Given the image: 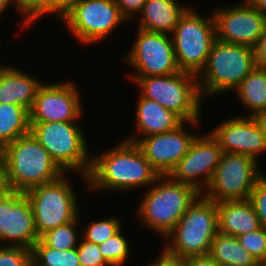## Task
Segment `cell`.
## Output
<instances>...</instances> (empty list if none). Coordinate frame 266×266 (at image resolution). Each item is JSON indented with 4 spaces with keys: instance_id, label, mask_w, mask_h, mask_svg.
Masks as SVG:
<instances>
[{
    "instance_id": "obj_21",
    "label": "cell",
    "mask_w": 266,
    "mask_h": 266,
    "mask_svg": "<svg viewBox=\"0 0 266 266\" xmlns=\"http://www.w3.org/2000/svg\"><path fill=\"white\" fill-rule=\"evenodd\" d=\"M188 8L175 0H146L140 14L139 29L162 34L173 33L180 17Z\"/></svg>"
},
{
    "instance_id": "obj_29",
    "label": "cell",
    "mask_w": 266,
    "mask_h": 266,
    "mask_svg": "<svg viewBox=\"0 0 266 266\" xmlns=\"http://www.w3.org/2000/svg\"><path fill=\"white\" fill-rule=\"evenodd\" d=\"M121 232L122 229L107 241L99 244L103 258L111 266H122L129 257V245Z\"/></svg>"
},
{
    "instance_id": "obj_10",
    "label": "cell",
    "mask_w": 266,
    "mask_h": 266,
    "mask_svg": "<svg viewBox=\"0 0 266 266\" xmlns=\"http://www.w3.org/2000/svg\"><path fill=\"white\" fill-rule=\"evenodd\" d=\"M62 19L85 45L103 40L125 20L114 0H74L63 11Z\"/></svg>"
},
{
    "instance_id": "obj_36",
    "label": "cell",
    "mask_w": 266,
    "mask_h": 266,
    "mask_svg": "<svg viewBox=\"0 0 266 266\" xmlns=\"http://www.w3.org/2000/svg\"><path fill=\"white\" fill-rule=\"evenodd\" d=\"M148 266H187V258L171 255L163 249L160 257Z\"/></svg>"
},
{
    "instance_id": "obj_26",
    "label": "cell",
    "mask_w": 266,
    "mask_h": 266,
    "mask_svg": "<svg viewBox=\"0 0 266 266\" xmlns=\"http://www.w3.org/2000/svg\"><path fill=\"white\" fill-rule=\"evenodd\" d=\"M31 252L34 266H81L77 248L66 251L56 250L39 239Z\"/></svg>"
},
{
    "instance_id": "obj_38",
    "label": "cell",
    "mask_w": 266,
    "mask_h": 266,
    "mask_svg": "<svg viewBox=\"0 0 266 266\" xmlns=\"http://www.w3.org/2000/svg\"><path fill=\"white\" fill-rule=\"evenodd\" d=\"M9 191H11V189L7 181V167L5 158L0 151V197L6 195Z\"/></svg>"
},
{
    "instance_id": "obj_19",
    "label": "cell",
    "mask_w": 266,
    "mask_h": 266,
    "mask_svg": "<svg viewBox=\"0 0 266 266\" xmlns=\"http://www.w3.org/2000/svg\"><path fill=\"white\" fill-rule=\"evenodd\" d=\"M216 204L219 233L238 237L261 228L259 217L248 199Z\"/></svg>"
},
{
    "instance_id": "obj_14",
    "label": "cell",
    "mask_w": 266,
    "mask_h": 266,
    "mask_svg": "<svg viewBox=\"0 0 266 266\" xmlns=\"http://www.w3.org/2000/svg\"><path fill=\"white\" fill-rule=\"evenodd\" d=\"M39 239L27 195L11 190L0 197V242L32 249Z\"/></svg>"
},
{
    "instance_id": "obj_27",
    "label": "cell",
    "mask_w": 266,
    "mask_h": 266,
    "mask_svg": "<svg viewBox=\"0 0 266 266\" xmlns=\"http://www.w3.org/2000/svg\"><path fill=\"white\" fill-rule=\"evenodd\" d=\"M80 218L51 229L43 234L40 239L50 248L66 251L78 246V236L75 231Z\"/></svg>"
},
{
    "instance_id": "obj_11",
    "label": "cell",
    "mask_w": 266,
    "mask_h": 266,
    "mask_svg": "<svg viewBox=\"0 0 266 266\" xmlns=\"http://www.w3.org/2000/svg\"><path fill=\"white\" fill-rule=\"evenodd\" d=\"M256 159L238 153H223L211 183L203 195L215 202L249 199L263 176Z\"/></svg>"
},
{
    "instance_id": "obj_8",
    "label": "cell",
    "mask_w": 266,
    "mask_h": 266,
    "mask_svg": "<svg viewBox=\"0 0 266 266\" xmlns=\"http://www.w3.org/2000/svg\"><path fill=\"white\" fill-rule=\"evenodd\" d=\"M169 35H173L171 38L179 69L198 75L217 40L213 14L206 18L188 8Z\"/></svg>"
},
{
    "instance_id": "obj_24",
    "label": "cell",
    "mask_w": 266,
    "mask_h": 266,
    "mask_svg": "<svg viewBox=\"0 0 266 266\" xmlns=\"http://www.w3.org/2000/svg\"><path fill=\"white\" fill-rule=\"evenodd\" d=\"M30 133V113L16 104H0V151L17 138Z\"/></svg>"
},
{
    "instance_id": "obj_7",
    "label": "cell",
    "mask_w": 266,
    "mask_h": 266,
    "mask_svg": "<svg viewBox=\"0 0 266 266\" xmlns=\"http://www.w3.org/2000/svg\"><path fill=\"white\" fill-rule=\"evenodd\" d=\"M79 126L76 121L30 122V132L64 172L74 169L87 179L91 157Z\"/></svg>"
},
{
    "instance_id": "obj_34",
    "label": "cell",
    "mask_w": 266,
    "mask_h": 266,
    "mask_svg": "<svg viewBox=\"0 0 266 266\" xmlns=\"http://www.w3.org/2000/svg\"><path fill=\"white\" fill-rule=\"evenodd\" d=\"M248 200L259 217L261 227L266 229V177L264 175L255 183Z\"/></svg>"
},
{
    "instance_id": "obj_32",
    "label": "cell",
    "mask_w": 266,
    "mask_h": 266,
    "mask_svg": "<svg viewBox=\"0 0 266 266\" xmlns=\"http://www.w3.org/2000/svg\"><path fill=\"white\" fill-rule=\"evenodd\" d=\"M32 252L19 246L0 245V266H31Z\"/></svg>"
},
{
    "instance_id": "obj_33",
    "label": "cell",
    "mask_w": 266,
    "mask_h": 266,
    "mask_svg": "<svg viewBox=\"0 0 266 266\" xmlns=\"http://www.w3.org/2000/svg\"><path fill=\"white\" fill-rule=\"evenodd\" d=\"M79 262L81 266H111L100 251L99 245L82 240L77 246Z\"/></svg>"
},
{
    "instance_id": "obj_13",
    "label": "cell",
    "mask_w": 266,
    "mask_h": 266,
    "mask_svg": "<svg viewBox=\"0 0 266 266\" xmlns=\"http://www.w3.org/2000/svg\"><path fill=\"white\" fill-rule=\"evenodd\" d=\"M223 153L218 140L211 132L204 137L197 135L187 154L169 176L175 181L193 186L202 194V190L205 192L211 183ZM199 177L202 180L199 181Z\"/></svg>"
},
{
    "instance_id": "obj_12",
    "label": "cell",
    "mask_w": 266,
    "mask_h": 266,
    "mask_svg": "<svg viewBox=\"0 0 266 266\" xmlns=\"http://www.w3.org/2000/svg\"><path fill=\"white\" fill-rule=\"evenodd\" d=\"M133 46L125 57L137 71L132 76L170 75L181 71L169 35L139 29Z\"/></svg>"
},
{
    "instance_id": "obj_17",
    "label": "cell",
    "mask_w": 266,
    "mask_h": 266,
    "mask_svg": "<svg viewBox=\"0 0 266 266\" xmlns=\"http://www.w3.org/2000/svg\"><path fill=\"white\" fill-rule=\"evenodd\" d=\"M184 126L185 122L172 131L139 138L133 135L125 140L139 146L145 158L159 175H169L187 154L197 136L187 132Z\"/></svg>"
},
{
    "instance_id": "obj_30",
    "label": "cell",
    "mask_w": 266,
    "mask_h": 266,
    "mask_svg": "<svg viewBox=\"0 0 266 266\" xmlns=\"http://www.w3.org/2000/svg\"><path fill=\"white\" fill-rule=\"evenodd\" d=\"M121 222L114 218L104 219L98 222H92L91 225L86 227L84 231V240L93 242L97 245L107 241L109 238L113 237L120 230Z\"/></svg>"
},
{
    "instance_id": "obj_20",
    "label": "cell",
    "mask_w": 266,
    "mask_h": 266,
    "mask_svg": "<svg viewBox=\"0 0 266 266\" xmlns=\"http://www.w3.org/2000/svg\"><path fill=\"white\" fill-rule=\"evenodd\" d=\"M43 83L12 66H0V104H16L31 110Z\"/></svg>"
},
{
    "instance_id": "obj_23",
    "label": "cell",
    "mask_w": 266,
    "mask_h": 266,
    "mask_svg": "<svg viewBox=\"0 0 266 266\" xmlns=\"http://www.w3.org/2000/svg\"><path fill=\"white\" fill-rule=\"evenodd\" d=\"M208 256L221 266H261L240 244L237 237L217 233Z\"/></svg>"
},
{
    "instance_id": "obj_25",
    "label": "cell",
    "mask_w": 266,
    "mask_h": 266,
    "mask_svg": "<svg viewBox=\"0 0 266 266\" xmlns=\"http://www.w3.org/2000/svg\"><path fill=\"white\" fill-rule=\"evenodd\" d=\"M253 117L266 111V68L255 67L235 89Z\"/></svg>"
},
{
    "instance_id": "obj_4",
    "label": "cell",
    "mask_w": 266,
    "mask_h": 266,
    "mask_svg": "<svg viewBox=\"0 0 266 266\" xmlns=\"http://www.w3.org/2000/svg\"><path fill=\"white\" fill-rule=\"evenodd\" d=\"M150 187L137 213L146 227L166 237L201 193L169 175H160Z\"/></svg>"
},
{
    "instance_id": "obj_18",
    "label": "cell",
    "mask_w": 266,
    "mask_h": 266,
    "mask_svg": "<svg viewBox=\"0 0 266 266\" xmlns=\"http://www.w3.org/2000/svg\"><path fill=\"white\" fill-rule=\"evenodd\" d=\"M211 134L218 140L224 153H238L257 159L266 151V139L253 117L228 119Z\"/></svg>"
},
{
    "instance_id": "obj_2",
    "label": "cell",
    "mask_w": 266,
    "mask_h": 266,
    "mask_svg": "<svg viewBox=\"0 0 266 266\" xmlns=\"http://www.w3.org/2000/svg\"><path fill=\"white\" fill-rule=\"evenodd\" d=\"M1 152L7 167V181L13 191L25 193L65 173L31 132L7 144Z\"/></svg>"
},
{
    "instance_id": "obj_9",
    "label": "cell",
    "mask_w": 266,
    "mask_h": 266,
    "mask_svg": "<svg viewBox=\"0 0 266 266\" xmlns=\"http://www.w3.org/2000/svg\"><path fill=\"white\" fill-rule=\"evenodd\" d=\"M64 175L25 192L33 209L39 237L79 217L76 194Z\"/></svg>"
},
{
    "instance_id": "obj_40",
    "label": "cell",
    "mask_w": 266,
    "mask_h": 266,
    "mask_svg": "<svg viewBox=\"0 0 266 266\" xmlns=\"http://www.w3.org/2000/svg\"><path fill=\"white\" fill-rule=\"evenodd\" d=\"M258 127L262 131L266 139V111L259 112L253 116Z\"/></svg>"
},
{
    "instance_id": "obj_43",
    "label": "cell",
    "mask_w": 266,
    "mask_h": 266,
    "mask_svg": "<svg viewBox=\"0 0 266 266\" xmlns=\"http://www.w3.org/2000/svg\"><path fill=\"white\" fill-rule=\"evenodd\" d=\"M12 1L14 2V0H0V15L6 11V8L12 3Z\"/></svg>"
},
{
    "instance_id": "obj_37",
    "label": "cell",
    "mask_w": 266,
    "mask_h": 266,
    "mask_svg": "<svg viewBox=\"0 0 266 266\" xmlns=\"http://www.w3.org/2000/svg\"><path fill=\"white\" fill-rule=\"evenodd\" d=\"M256 66L266 68V23L255 47Z\"/></svg>"
},
{
    "instance_id": "obj_22",
    "label": "cell",
    "mask_w": 266,
    "mask_h": 266,
    "mask_svg": "<svg viewBox=\"0 0 266 266\" xmlns=\"http://www.w3.org/2000/svg\"><path fill=\"white\" fill-rule=\"evenodd\" d=\"M184 121L173 111L158 102L139 97L136 108L137 132L144 137L168 132L179 127Z\"/></svg>"
},
{
    "instance_id": "obj_3",
    "label": "cell",
    "mask_w": 266,
    "mask_h": 266,
    "mask_svg": "<svg viewBox=\"0 0 266 266\" xmlns=\"http://www.w3.org/2000/svg\"><path fill=\"white\" fill-rule=\"evenodd\" d=\"M255 67V48L216 40L197 75L201 97L235 90Z\"/></svg>"
},
{
    "instance_id": "obj_16",
    "label": "cell",
    "mask_w": 266,
    "mask_h": 266,
    "mask_svg": "<svg viewBox=\"0 0 266 266\" xmlns=\"http://www.w3.org/2000/svg\"><path fill=\"white\" fill-rule=\"evenodd\" d=\"M72 82L42 84L29 111L30 122H69L82 114L80 92Z\"/></svg>"
},
{
    "instance_id": "obj_28",
    "label": "cell",
    "mask_w": 266,
    "mask_h": 266,
    "mask_svg": "<svg viewBox=\"0 0 266 266\" xmlns=\"http://www.w3.org/2000/svg\"><path fill=\"white\" fill-rule=\"evenodd\" d=\"M17 11L25 15L24 27L46 13H56L61 19L63 11L52 0H14Z\"/></svg>"
},
{
    "instance_id": "obj_44",
    "label": "cell",
    "mask_w": 266,
    "mask_h": 266,
    "mask_svg": "<svg viewBox=\"0 0 266 266\" xmlns=\"http://www.w3.org/2000/svg\"><path fill=\"white\" fill-rule=\"evenodd\" d=\"M261 266H266V258H265L264 261L262 262Z\"/></svg>"
},
{
    "instance_id": "obj_41",
    "label": "cell",
    "mask_w": 266,
    "mask_h": 266,
    "mask_svg": "<svg viewBox=\"0 0 266 266\" xmlns=\"http://www.w3.org/2000/svg\"><path fill=\"white\" fill-rule=\"evenodd\" d=\"M253 6L266 17V0H249Z\"/></svg>"
},
{
    "instance_id": "obj_6",
    "label": "cell",
    "mask_w": 266,
    "mask_h": 266,
    "mask_svg": "<svg viewBox=\"0 0 266 266\" xmlns=\"http://www.w3.org/2000/svg\"><path fill=\"white\" fill-rule=\"evenodd\" d=\"M197 77L180 71L170 75L132 76L131 79L141 89L139 96L158 102L184 122L197 126L202 99Z\"/></svg>"
},
{
    "instance_id": "obj_35",
    "label": "cell",
    "mask_w": 266,
    "mask_h": 266,
    "mask_svg": "<svg viewBox=\"0 0 266 266\" xmlns=\"http://www.w3.org/2000/svg\"><path fill=\"white\" fill-rule=\"evenodd\" d=\"M119 7L122 17L126 20L133 18L135 14L141 12L146 0H114Z\"/></svg>"
},
{
    "instance_id": "obj_39",
    "label": "cell",
    "mask_w": 266,
    "mask_h": 266,
    "mask_svg": "<svg viewBox=\"0 0 266 266\" xmlns=\"http://www.w3.org/2000/svg\"><path fill=\"white\" fill-rule=\"evenodd\" d=\"M187 266H221L209 256L189 257L187 258Z\"/></svg>"
},
{
    "instance_id": "obj_42",
    "label": "cell",
    "mask_w": 266,
    "mask_h": 266,
    "mask_svg": "<svg viewBox=\"0 0 266 266\" xmlns=\"http://www.w3.org/2000/svg\"><path fill=\"white\" fill-rule=\"evenodd\" d=\"M62 11H64L74 0H52Z\"/></svg>"
},
{
    "instance_id": "obj_1",
    "label": "cell",
    "mask_w": 266,
    "mask_h": 266,
    "mask_svg": "<svg viewBox=\"0 0 266 266\" xmlns=\"http://www.w3.org/2000/svg\"><path fill=\"white\" fill-rule=\"evenodd\" d=\"M159 176L139 146L123 140L107 152L91 158L86 182L94 190L104 188L123 191L151 185Z\"/></svg>"
},
{
    "instance_id": "obj_31",
    "label": "cell",
    "mask_w": 266,
    "mask_h": 266,
    "mask_svg": "<svg viewBox=\"0 0 266 266\" xmlns=\"http://www.w3.org/2000/svg\"><path fill=\"white\" fill-rule=\"evenodd\" d=\"M237 238L241 246L262 264L266 258V229L261 227Z\"/></svg>"
},
{
    "instance_id": "obj_15",
    "label": "cell",
    "mask_w": 266,
    "mask_h": 266,
    "mask_svg": "<svg viewBox=\"0 0 266 266\" xmlns=\"http://www.w3.org/2000/svg\"><path fill=\"white\" fill-rule=\"evenodd\" d=\"M214 12L217 40L255 48L259 42L266 17L249 0Z\"/></svg>"
},
{
    "instance_id": "obj_5",
    "label": "cell",
    "mask_w": 266,
    "mask_h": 266,
    "mask_svg": "<svg viewBox=\"0 0 266 266\" xmlns=\"http://www.w3.org/2000/svg\"><path fill=\"white\" fill-rule=\"evenodd\" d=\"M217 233V204L200 194L174 229L164 237L170 240L164 250L183 258L208 256Z\"/></svg>"
}]
</instances>
